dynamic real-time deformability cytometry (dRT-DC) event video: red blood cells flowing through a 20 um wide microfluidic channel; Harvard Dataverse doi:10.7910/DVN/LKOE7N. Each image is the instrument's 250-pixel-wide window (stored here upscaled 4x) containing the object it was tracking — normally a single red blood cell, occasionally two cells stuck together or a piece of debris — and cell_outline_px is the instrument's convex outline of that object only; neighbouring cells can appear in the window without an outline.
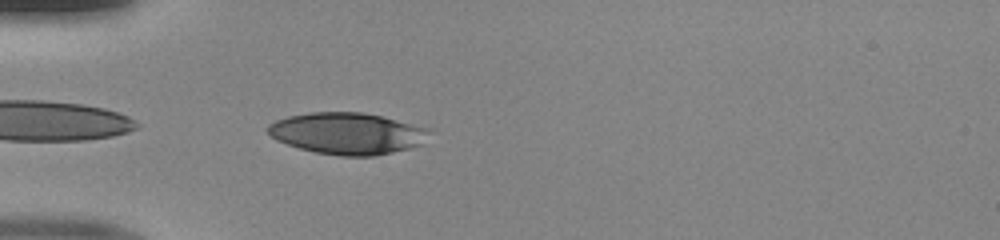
{"species": "human", "species_latin": "Homo sapiens", "temperature_condition": "room temperature", "stored_images_in_passage": 35, "camera_frame_rate_fps": 3000, "um_per_image_px": 0.085, "donor": {"sex": "male"}, "frame": {"image": 1, "passage_image": 1, "time_ms": 0.0, "image_size_px": [1000, 240], "cell_outline_px": [[432, 128], [420, 144], [408, 148], [392, 152], [372, 156], [340, 156], [316, 152], [300, 148], [276, 140], [264, 128], [268, 124], [276, 120], [288, 116], [308, 112], [360, 112], [380, 116]], "centroid_in_image_um": [29.48, 11.33], "position_along_channel_um": 55.5, "area_um2": 38.96}}
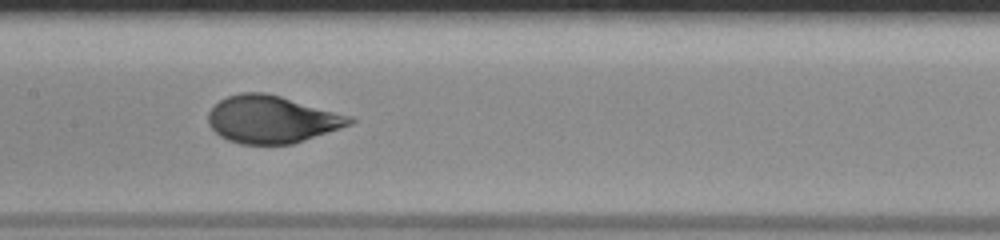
{"frame": {"image": 2, "passage_image": 11, "time_ms": 3.333, "image_size_px": [1000, 240], "cell_outline_px": [[356, 120], [352, 124], [292, 144], [240, 144], [228, 140], [220, 136], [208, 124], [208, 112], [220, 100], [228, 96], [240, 92], [264, 92], [280, 96], [352, 116]], "centroid_in_image_um": [23.1, 10.14], "position_along_channel_um": 184.3, "area_um2": 38.9}}
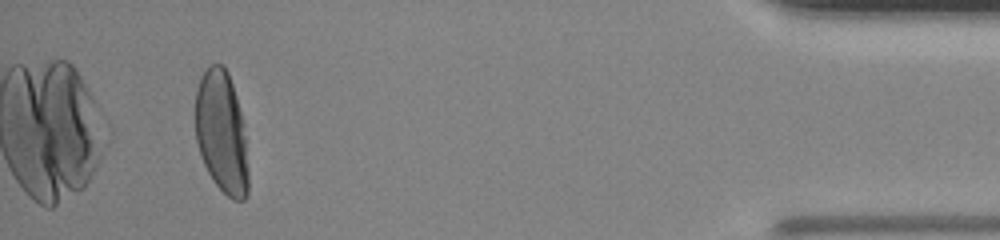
{"frame": {"image": 3, "passage_image": 32, "time_ms": 10.333, "image_size_px": [1000, 240], "cell_outline_px": [[248, 196], [244, 200], [232, 200], [212, 180], [204, 164], [196, 140], [196, 92], [200, 76], [208, 64], [224, 64], [228, 72], [236, 96], [244, 124], [248, 172]], "centroid_in_image_um": [18.84, 11.24], "position_along_channel_um": 416.4, "area_um2": 37.92}}